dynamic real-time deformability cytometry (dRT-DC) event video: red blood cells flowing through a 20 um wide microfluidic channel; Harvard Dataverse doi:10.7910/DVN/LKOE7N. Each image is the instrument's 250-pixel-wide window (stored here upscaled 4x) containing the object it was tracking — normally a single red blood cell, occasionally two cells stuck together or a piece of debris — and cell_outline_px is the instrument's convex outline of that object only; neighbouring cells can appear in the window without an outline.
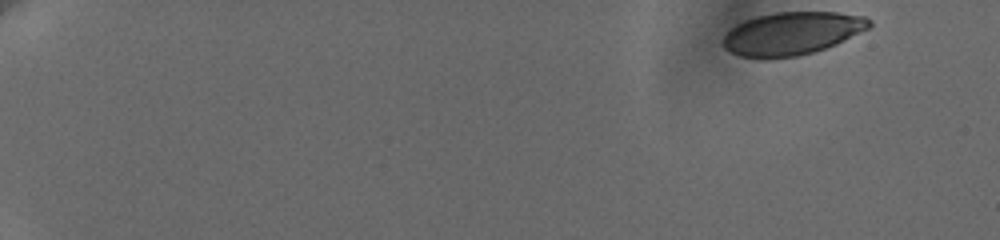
{"species": "human", "species_latin": "Homo sapiens", "temperature_condition": "cold", "stored_images_in_passage": 61, "camera_frame_rate_fps": 3000, "um_per_image_px": 0.085, "donor": {"sex": "female"}, "frame": {"image": 1, "passage_image": 1, "time_ms": 0.0, "image_size_px": [1000, 240], "cell_outline_px": [[872, 24], [868, 28], [836, 44], [812, 52], [796, 56], [764, 60], [740, 56], [724, 48], [720, 40], [736, 24], [744, 20], [756, 16], [776, 12], [836, 12], [864, 16], [872, 20]], "centroid_in_image_um": [67.27, 2.85], "position_along_channel_um": 17.7, "area_um2": 36.76}}
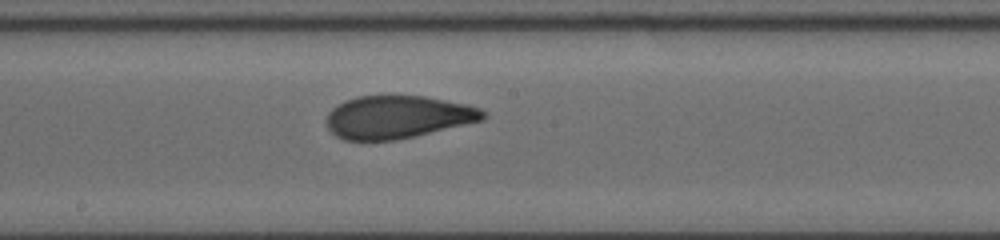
{"frame": {"image": 2, "passage_image": 39, "time_ms": 10.333, "image_size_px": [1000, 240], "cell_outline_px": [[488, 116], [484, 120], [396, 140], [344, 140], [336, 136], [328, 128], [328, 112], [332, 108], [348, 100], [360, 96], [424, 96], [468, 104], [480, 108], [488, 112]], "centroid_in_image_um": [33.86, 9.95], "position_along_channel_um": 214.3, "area_um2": 38.84}}
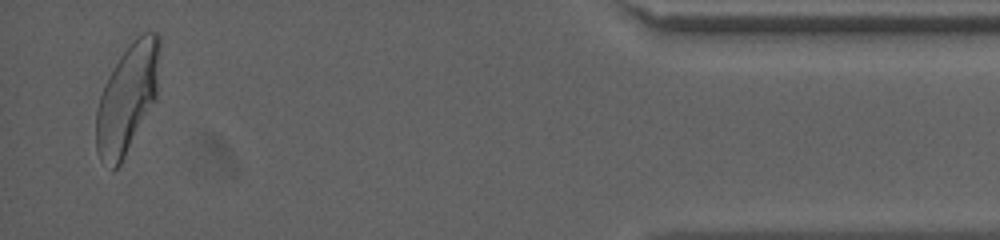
{"frame": {"image": 3, "passage_image": 61, "time_ms": 17.667, "image_size_px": [1000, 240], "cell_outline_px": [[160, 48], [156, 96], [120, 164], [112, 172], [100, 160], [96, 148], [96, 112], [100, 96], [104, 84], [128, 36], [144, 32], [156, 32], [160, 36]], "centroid_in_image_um": [10.8, 8.24], "position_along_channel_um": 424.4, "area_um2": 40.75}, "authors_computed_cell_mechanics": {"area_um2": 39.304, "velocity_mm_per_s": 3.6284, "shape_relaxation_time_tau1_ms": 8.2459, "shape_relaxation_time_tau2_ms": 1.0051, "deformation_change_tau1": 0.2102, "deformation_change_tau2": 0.0742}}